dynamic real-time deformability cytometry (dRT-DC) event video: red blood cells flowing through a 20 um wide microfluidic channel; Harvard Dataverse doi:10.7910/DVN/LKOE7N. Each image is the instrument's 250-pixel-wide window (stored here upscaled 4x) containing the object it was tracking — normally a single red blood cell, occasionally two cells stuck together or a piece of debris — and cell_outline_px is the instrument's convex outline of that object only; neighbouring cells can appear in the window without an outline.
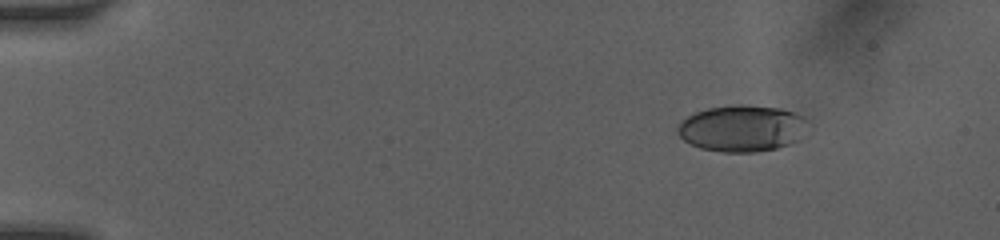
{"species": "human", "species_latin": "Homo sapiens", "temperature_condition": "room temperature", "stored_images_in_passage": 19, "camera_frame_rate_fps": 3000, "um_per_image_px": 0.085, "donor": {"sex": "female"}, "frame": {"image": 1, "passage_image": 2, "time_ms": 0.333, "image_size_px": [1000, 240], "cell_outline_px": [[808, 120], [800, 140], [776, 148], [756, 152], [720, 152], [700, 148], [684, 140], [676, 132], [676, 128], [688, 116], [696, 112], [708, 108], [736, 104], [748, 104], [780, 108], [804, 116]], "centroid_in_image_um": [63.08, 10.9], "position_along_channel_um": 21.9, "area_um2": 35.37}}
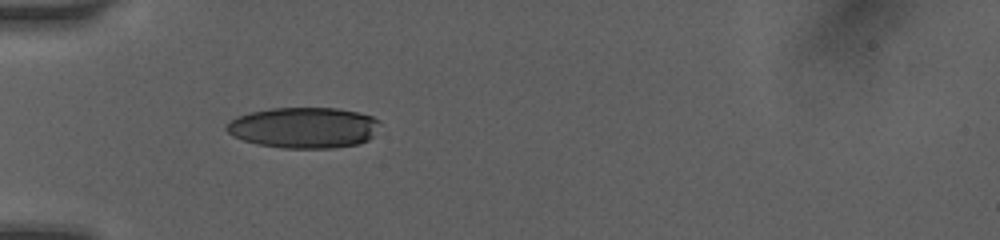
{"frame": {"image": 2, "passage_image": 13, "time_ms": 3.667, "image_size_px": [1000, 240], "cell_outline_px": [[380, 120], [372, 136], [368, 140], [360, 144], [332, 148], [284, 148], [256, 144], [232, 136], [224, 128], [236, 116], [252, 112], [272, 108], [340, 108], [372, 116]], "centroid_in_image_um": [25.82, 10.85], "position_along_channel_um": 59.2, "area_um2": 36.47}}
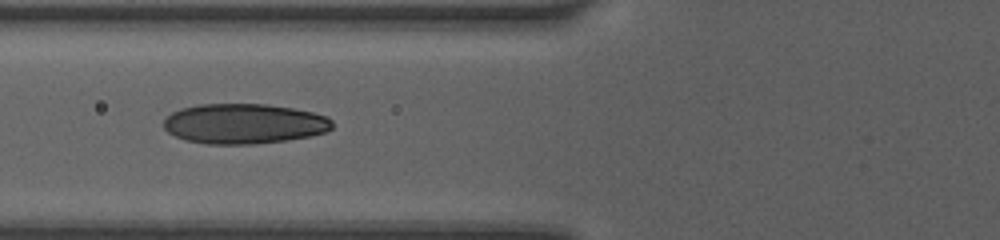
{"frame": {"image": 3, "passage_image": 18, "time_ms": 5.0, "image_size_px": [1000, 240], "cell_outline_px": [[332, 128], [324, 132], [308, 136], [284, 140], [256, 144], [208, 144], [188, 140], [176, 136], [168, 132], [164, 128], [164, 120], [172, 112], [180, 108], [200, 104], [268, 104], [292, 108], [312, 112], [328, 116], [332, 120]], "centroid_in_image_um": [20.74, 10.5], "position_along_channel_um": 105.1, "area_um2": 39.25}}